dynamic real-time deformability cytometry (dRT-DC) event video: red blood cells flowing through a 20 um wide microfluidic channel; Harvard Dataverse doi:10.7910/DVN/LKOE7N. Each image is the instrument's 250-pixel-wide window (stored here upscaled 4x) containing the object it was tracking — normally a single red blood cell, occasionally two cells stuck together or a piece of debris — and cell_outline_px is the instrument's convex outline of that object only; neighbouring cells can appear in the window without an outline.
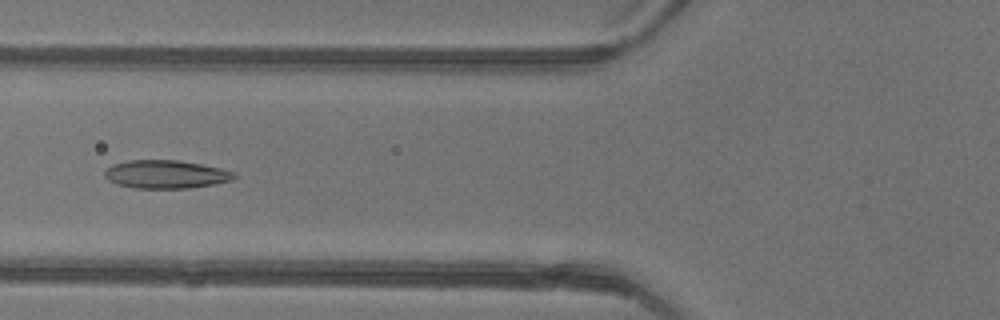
{"species": "common noctule bat (a hibernating species)", "species_latin": "Nyctalus noctula", "temperature_condition": "warm", "stored_images_in_passage": 46, "camera_frame_rate_fps": 3000, "um_per_image_px": 0.085, "animal": {"sex": "female"}, "frame": {"image": 1, "passage_image": 18, "time_ms": 5.667, "image_size_px": [1000, 320], "cell_outline_px": [[236, 176], [232, 180], [212, 184], [188, 188], [136, 188], [116, 184], [108, 180], [104, 176], [104, 172], [112, 164], [128, 160], [180, 160], [220, 168], [232, 172]], "centroid_in_image_um": [14.05, 14.81], "position_along_channel_um": 111.8, "area_um2": 21.15}}
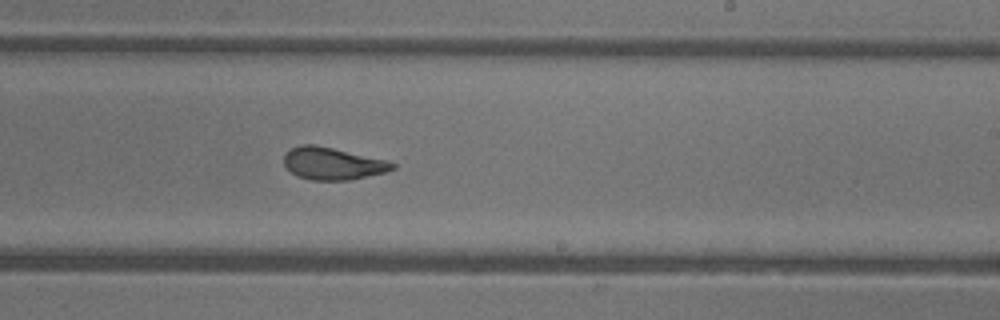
{"frame": {"image": 2, "passage_image": 28, "time_ms": 9.0, "image_size_px": [1000, 320], "cell_outline_px": [[396, 168], [384, 172], [348, 180], [312, 180], [296, 176], [284, 164], [284, 156], [292, 148], [300, 144], [316, 144], [384, 160], [396, 164]], "centroid_in_image_um": [28.24, 13.9], "position_along_channel_um": 260.8, "area_um2": 20.06}}
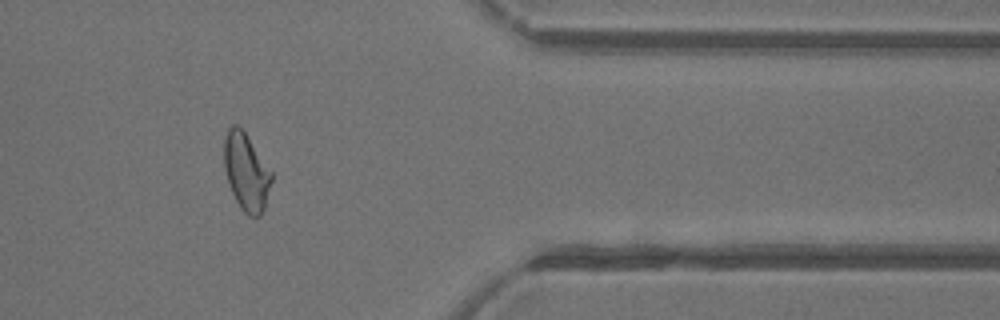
{"frame": {"image": 3, "passage_image": 38, "time_ms": 12.333, "image_size_px": [1000, 320], "cell_outline_px": [[272, 180], [264, 208], [260, 216], [248, 216], [240, 208], [232, 192], [224, 168], [224, 140], [228, 128], [232, 124], [236, 124], [244, 132], [272, 172]], "centroid_in_image_um": [20.92, 14.62], "position_along_channel_um": 390.5, "area_um2": 21.04}, "authors_computed_cell_mechanics": {"area_um2": 21.9062, "velocity_mm_per_s": 4.4709, "shape_relaxation_time_tau1_ms": 5.3222, "shape_relaxation_time_tau2_ms": 1.4244, "deformation_change_tau1": 0.1902, "deformation_change_tau2": 0.0892}}